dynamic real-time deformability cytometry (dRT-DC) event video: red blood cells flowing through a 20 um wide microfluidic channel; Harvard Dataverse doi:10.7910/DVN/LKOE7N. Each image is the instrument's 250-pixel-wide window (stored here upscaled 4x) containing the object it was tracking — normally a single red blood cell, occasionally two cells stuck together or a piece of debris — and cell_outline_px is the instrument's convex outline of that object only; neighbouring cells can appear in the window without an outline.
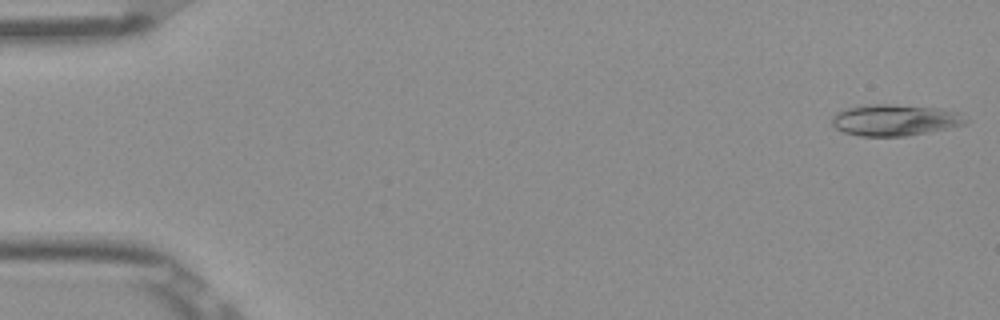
{"species": "Egyptian fruit bat (a non-hibernating species)", "species_latin": "Rousettus aegyptiacus", "temperature_condition": "room temperature", "stored_images_in_passage": 51, "camera_frame_rate_fps": 3000, "um_per_image_px": 0.085, "frame": {"image": 1, "passage_image": 1, "time_ms": 0.0, "image_size_px": [1000, 320], "cell_outline_px": [[968, 120], [964, 124], [948, 128], [908, 136], [860, 136], [844, 132], [836, 128], [832, 124], [832, 116], [836, 112], [844, 108], [868, 104], [888, 104], [940, 108], [960, 112]], "centroid_in_image_um": [76.05, 10.2], "position_along_channel_um": 8.9, "area_um2": 24.57}}
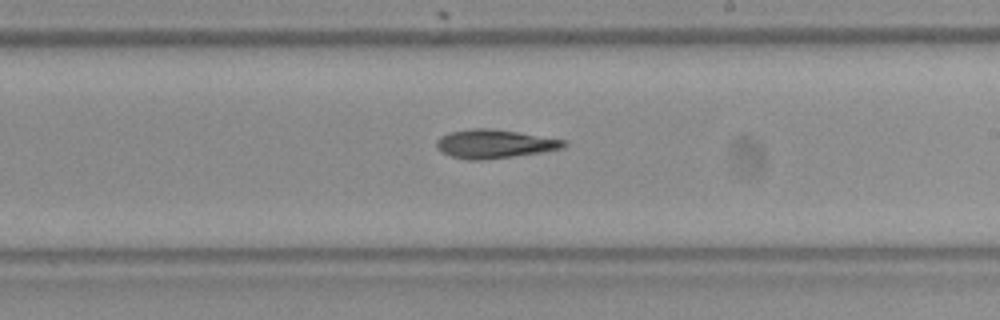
{"frame": {"image": 2, "passage_image": 30, "time_ms": 9.667, "image_size_px": [1000, 320], "cell_outline_px": [[568, 144], [564, 148], [544, 152], [480, 160], [468, 160], [452, 156], [440, 152], [436, 148], [436, 140], [440, 136], [452, 132], [472, 128], [488, 128], [516, 132], [564, 140]], "centroid_in_image_um": [42.0, 12.23], "position_along_channel_um": 247.0, "area_um2": 21.1}}
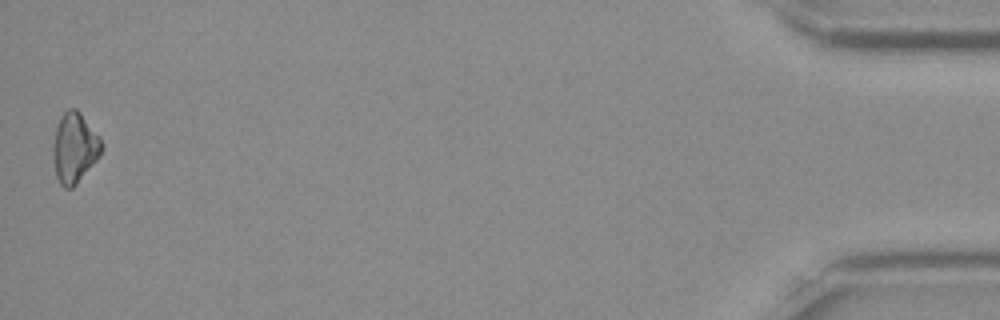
{"frame": {"image": 3, "passage_image": 51, "time_ms": 16.667, "image_size_px": [1000, 320], "cell_outline_px": [[104, 148], [100, 156], [76, 184], [72, 188], [64, 188], [60, 184], [56, 176], [52, 152], [52, 148], [56, 128], [60, 116], [68, 108], [76, 108], [80, 112], [100, 136], [104, 144]], "centroid_in_image_um": [6.35, 12.55], "position_along_channel_um": 428.9, "area_um2": 20.06}, "authors_computed_cell_mechanics": {"area_um2": 20.9236, "velocity_mm_per_s": 3.9212, "shape_relaxation_time_tau1_ms": null, "shape_relaxation_time_tau2_ms": 11.0695, "deformation_change_tau1": null, "deformation_change_tau2": 0.2355}}